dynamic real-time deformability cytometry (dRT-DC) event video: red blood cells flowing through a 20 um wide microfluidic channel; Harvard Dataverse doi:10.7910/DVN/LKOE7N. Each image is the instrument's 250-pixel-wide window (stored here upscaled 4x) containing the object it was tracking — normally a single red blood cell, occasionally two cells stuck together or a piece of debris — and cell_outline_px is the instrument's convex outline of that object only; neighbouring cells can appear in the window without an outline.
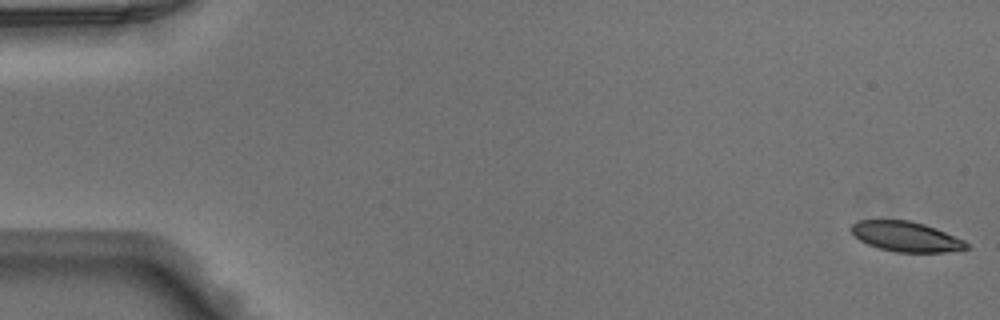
{"species": "Egyptian fruit bat (a non-hibernating species)", "species_latin": "Rousettus aegyptiacus", "temperature_condition": "warm", "stored_images_in_passage": 49, "camera_frame_rate_fps": 3000, "um_per_image_px": 0.085, "animal": {"sex": "male"}, "frame": {"image": 1, "passage_image": 1, "time_ms": 0.0, "image_size_px": [1000, 320], "cell_outline_px": [[972, 248], [944, 252], [896, 252], [880, 248], [868, 244], [860, 240], [848, 228], [852, 224], [860, 220], [908, 220], [924, 224], [936, 228], [964, 240]], "centroid_in_image_um": [77.02, 20.11], "position_along_channel_um": 8.0, "area_um2": 20.11}}
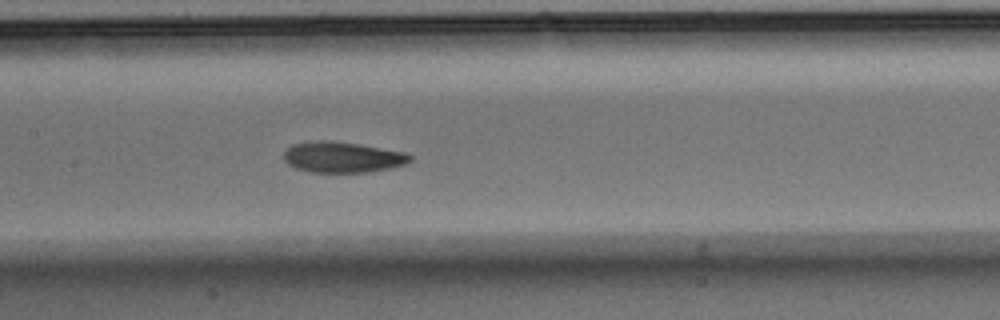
{"frame": {"image": 2, "passage_image": 24, "time_ms": 7.667, "image_size_px": [1000, 320], "cell_outline_px": [[412, 160], [404, 164], [388, 168], [368, 172], [308, 172], [296, 168], [288, 164], [284, 160], [284, 152], [292, 144], [316, 140], [328, 140], [356, 144], [404, 152], [412, 156]], "centroid_in_image_um": [29.07, 13.36], "position_along_channel_um": 178.3, "area_um2": 22.43}}
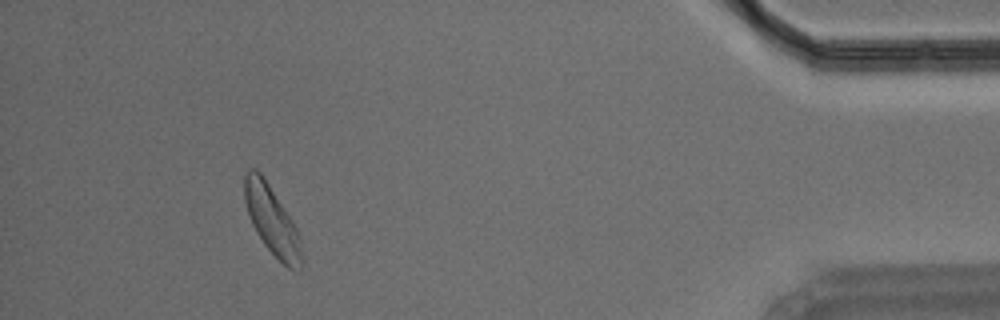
{"frame": {"image": 3, "passage_image": 45, "time_ms": 14.667, "image_size_px": [1000, 320], "cell_outline_px": [[304, 260], [300, 272], [288, 268], [264, 244], [256, 232], [252, 224], [244, 200], [244, 176], [248, 168], [256, 168], [264, 176], [292, 220], [300, 236]], "centroid_in_image_um": [23.14, 18.74], "position_along_channel_um": 412.1, "area_um2": 23.06}}